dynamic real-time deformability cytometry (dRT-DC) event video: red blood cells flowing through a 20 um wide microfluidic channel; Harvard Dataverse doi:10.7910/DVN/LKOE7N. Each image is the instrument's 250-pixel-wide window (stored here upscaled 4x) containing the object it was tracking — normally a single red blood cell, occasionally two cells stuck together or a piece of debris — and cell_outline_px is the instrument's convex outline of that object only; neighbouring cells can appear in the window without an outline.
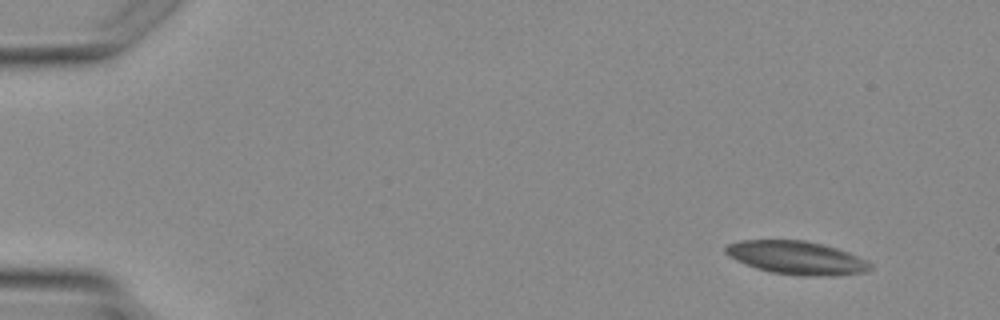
{"species": "Egyptian fruit bat (a non-hibernating species)", "species_latin": "Rousettus aegyptiacus", "temperature_condition": "warm", "stored_images_in_passage": 3, "camera_frame_rate_fps": 3000, "um_per_image_px": 0.085, "animal": {"sex": "female"}, "frame": {"image": 1, "passage_image": 1, "time_ms": 0.0, "image_size_px": [1000, 320], "cell_outline_px": [[872, 268], [864, 272], [832, 276], [804, 276], [772, 272], [756, 268], [736, 260], [728, 256], [724, 252], [724, 248], [728, 244], [740, 240], [804, 240], [836, 248], [848, 252], [872, 264]], "centroid_in_image_um": [67.68, 21.91], "position_along_channel_um": 17.3, "area_um2": 27.86}}